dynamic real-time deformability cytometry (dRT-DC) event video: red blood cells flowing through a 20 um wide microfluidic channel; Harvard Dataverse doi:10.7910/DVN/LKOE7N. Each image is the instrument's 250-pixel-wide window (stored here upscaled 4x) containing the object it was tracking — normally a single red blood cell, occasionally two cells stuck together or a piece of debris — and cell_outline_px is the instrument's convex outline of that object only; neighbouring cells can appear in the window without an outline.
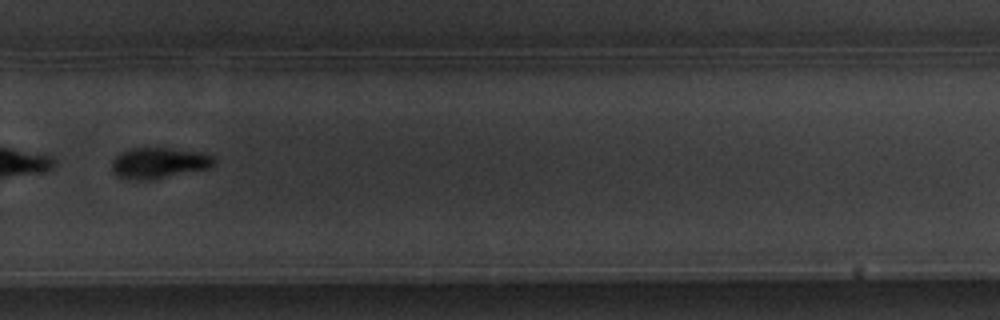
{"species": "common noctule bat (a hibernating species)", "species_latin": "Nyctalus noctula", "temperature_condition": "warm", "stored_images_in_passage": 56, "camera_frame_rate_fps": 3000, "um_per_image_px": 0.085, "animal": {"sex": "male", "body_mass_g": 20.1, "forearm_length_mm": 53.5}, "frame": {"image": 1, "passage_image": 41, "time_ms": 13.333, "image_size_px": [1000, 320], "cell_outline_px": [[216, 164], [212, 168], [152, 180], [140, 180], [120, 176], [112, 172], [112, 160], [120, 152], [128, 148], [172, 148], [200, 152], [212, 156], [216, 160]], "centroid_in_image_um": [13.55, 13.85], "position_along_channel_um": 316.3, "area_um2": 18.61}, "authors_computed_cell_mechanics": {"area_um2": 21.4727, "velocity_mm_per_s": 3.5694, "shape_relaxation_time_tau1_ms": 1.0991, "shape_relaxation_time_tau2_ms": null, "deformation_change_tau1": 0.2968, "deformation_change_tau2": null}}